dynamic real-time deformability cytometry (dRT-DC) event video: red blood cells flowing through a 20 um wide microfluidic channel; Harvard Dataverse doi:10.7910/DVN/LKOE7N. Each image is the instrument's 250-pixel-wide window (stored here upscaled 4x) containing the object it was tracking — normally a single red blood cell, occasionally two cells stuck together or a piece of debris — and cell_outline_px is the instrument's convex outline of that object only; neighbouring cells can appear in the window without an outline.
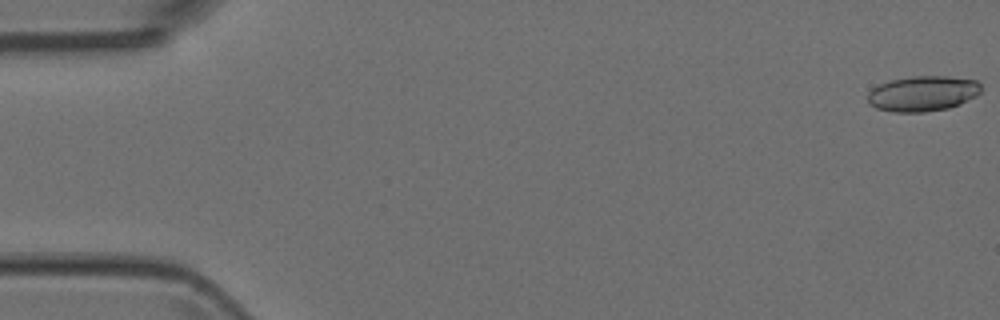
{"species": "Egyptian fruit bat (a non-hibernating species)", "species_latin": "Rousettus aegyptiacus", "temperature_condition": "room temperature", "stored_images_in_passage": 5, "camera_frame_rate_fps": 3000, "um_per_image_px": 0.085, "animal": {"sex": "female"}, "frame": {"image": 1, "passage_image": 1, "time_ms": 0.0, "image_size_px": [1000, 320], "cell_outline_px": [[980, 92], [976, 96], [960, 104], [948, 108], [924, 112], [896, 112], [876, 108], [868, 104], [868, 92], [872, 88], [888, 80], [912, 76], [948, 76], [976, 80], [980, 84]], "centroid_in_image_um": [78.41, 7.95], "position_along_channel_um": 6.6, "area_um2": 23.47}}
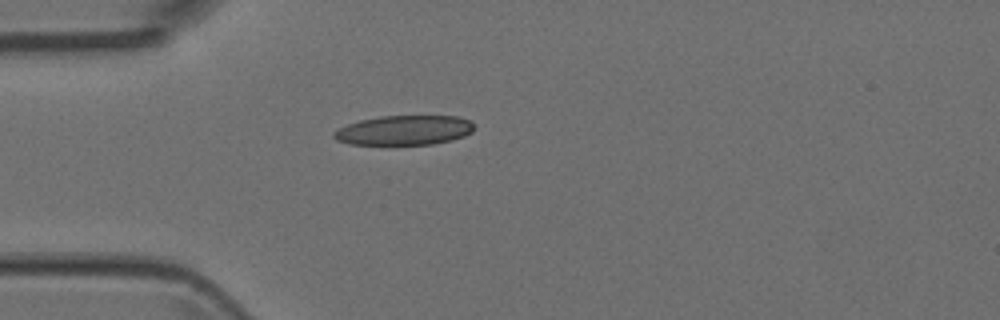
{"frame": {"image": 2, "passage_image": 5, "time_ms": 1.333, "image_size_px": [1000, 320], "cell_outline_px": [[472, 132], [464, 136], [452, 140], [432, 144], [348, 144], [336, 140], [332, 136], [332, 132], [348, 124], [360, 120], [380, 116], [460, 116], [472, 120]], "centroid_in_image_um": [34.36, 11.06], "position_along_channel_um": 50.6, "area_um2": 24.22}}